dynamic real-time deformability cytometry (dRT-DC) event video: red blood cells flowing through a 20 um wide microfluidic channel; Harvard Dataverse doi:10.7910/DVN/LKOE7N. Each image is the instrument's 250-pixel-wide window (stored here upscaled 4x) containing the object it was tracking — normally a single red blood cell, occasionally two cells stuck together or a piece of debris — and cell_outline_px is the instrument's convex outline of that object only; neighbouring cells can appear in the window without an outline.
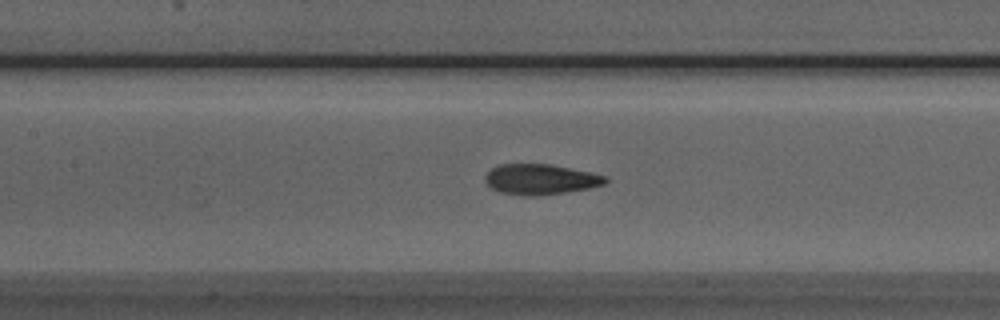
{"species": "Egyptian fruit bat (a non-hibernating species)", "species_latin": "Rousettus aegyptiacus", "temperature_condition": "room temperature", "stored_images_in_passage": 50, "camera_frame_rate_fps": 3000, "um_per_image_px": 0.085, "animal": {"sex": "male"}, "frame": {"image": 1, "passage_image": 22, "time_ms": 7.0, "image_size_px": [1000, 320], "cell_outline_px": [[608, 180], [604, 184], [588, 188], [564, 192], [532, 196], [524, 196], [500, 192], [492, 188], [484, 180], [484, 176], [492, 168], [500, 164], [548, 164], [588, 172], [604, 176]], "centroid_in_image_um": [45.88, 15.24], "position_along_channel_um": 161.5, "area_um2": 20.92}}
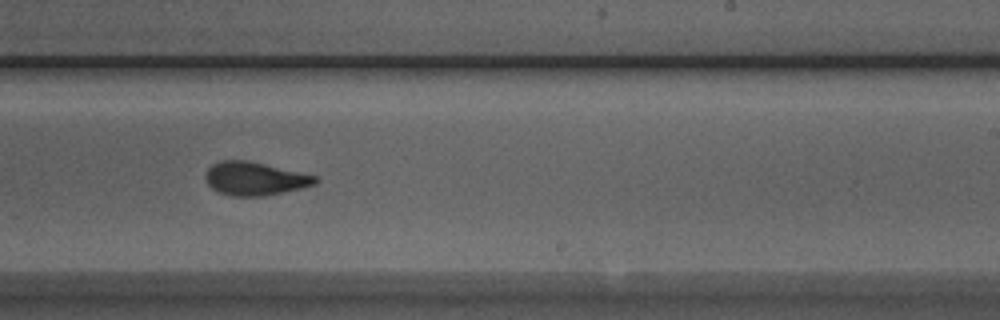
{"frame": {"image": 2, "passage_image": 30, "time_ms": 9.667, "image_size_px": [1000, 320], "cell_outline_px": [[320, 180], [316, 184], [300, 188], [264, 196], [232, 196], [220, 192], [212, 188], [204, 180], [204, 176], [208, 168], [212, 164], [220, 160], [248, 160], [316, 176]], "centroid_in_image_um": [21.63, 15.18], "position_along_channel_um": 267.4, "area_um2": 21.27}}
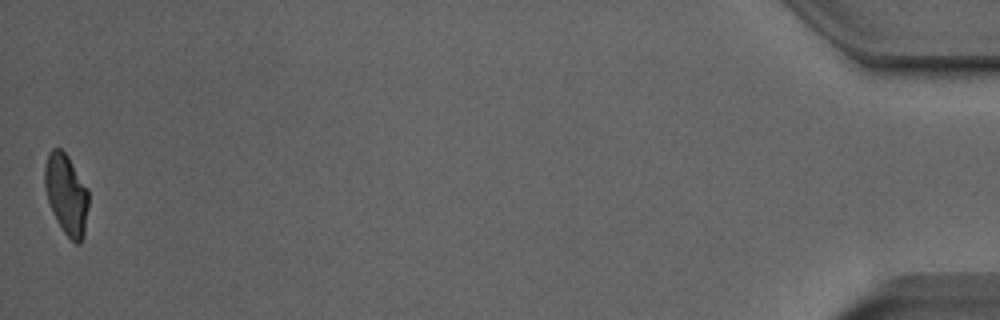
{"frame": {"image": 3, "passage_image": 50, "time_ms": 16.333, "image_size_px": [1000, 320], "cell_outline_px": [[88, 204], [84, 236], [80, 244], [76, 244], [64, 232], [56, 220], [52, 212], [48, 200], [44, 184], [44, 164], [48, 152], [52, 148], [60, 148], [68, 156], [88, 188]], "centroid_in_image_um": [5.63, 16.5], "position_along_channel_um": 429.6, "area_um2": 20.69}, "authors_computed_cell_mechanics": {"area_um2": 21.1548, "velocity_mm_per_s": 3.9884, "shape_relaxation_time_tau1_ms": 4.0088, "shape_relaxation_time_tau2_ms": 1.7154, "deformation_change_tau1": 0.15, "deformation_change_tau2": 0.069}}